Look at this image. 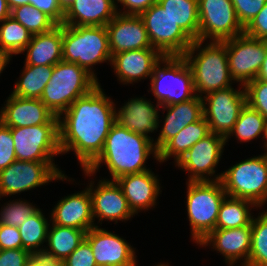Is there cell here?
Segmentation results:
<instances>
[{
  "instance_id": "6da1fadb",
  "label": "cell",
  "mask_w": 267,
  "mask_h": 266,
  "mask_svg": "<svg viewBox=\"0 0 267 266\" xmlns=\"http://www.w3.org/2000/svg\"><path fill=\"white\" fill-rule=\"evenodd\" d=\"M115 110V103L100 84L76 99L59 116L61 154L74 151L81 168L87 169L103 151L106 137L116 122Z\"/></svg>"
},
{
  "instance_id": "7a4b0ae2",
  "label": "cell",
  "mask_w": 267,
  "mask_h": 266,
  "mask_svg": "<svg viewBox=\"0 0 267 266\" xmlns=\"http://www.w3.org/2000/svg\"><path fill=\"white\" fill-rule=\"evenodd\" d=\"M157 159L158 151L153 141L146 136L136 134L115 122L107 137L103 151L83 173L93 176L101 164H105L112 180L128 175L148 171L145 166L150 155Z\"/></svg>"
},
{
  "instance_id": "3957f363",
  "label": "cell",
  "mask_w": 267,
  "mask_h": 266,
  "mask_svg": "<svg viewBox=\"0 0 267 266\" xmlns=\"http://www.w3.org/2000/svg\"><path fill=\"white\" fill-rule=\"evenodd\" d=\"M203 43L201 40L193 41L183 55L192 72L196 96L200 98L235 83L229 71L225 43L210 41L202 47Z\"/></svg>"
},
{
  "instance_id": "277c9868",
  "label": "cell",
  "mask_w": 267,
  "mask_h": 266,
  "mask_svg": "<svg viewBox=\"0 0 267 266\" xmlns=\"http://www.w3.org/2000/svg\"><path fill=\"white\" fill-rule=\"evenodd\" d=\"M98 81L76 63L62 60L53 66L52 76L40 100L59 117L76 99L97 87Z\"/></svg>"
},
{
  "instance_id": "5b68a950",
  "label": "cell",
  "mask_w": 267,
  "mask_h": 266,
  "mask_svg": "<svg viewBox=\"0 0 267 266\" xmlns=\"http://www.w3.org/2000/svg\"><path fill=\"white\" fill-rule=\"evenodd\" d=\"M62 60L76 63L97 80L93 66L111 62L106 26L63 25Z\"/></svg>"
},
{
  "instance_id": "8992f818",
  "label": "cell",
  "mask_w": 267,
  "mask_h": 266,
  "mask_svg": "<svg viewBox=\"0 0 267 266\" xmlns=\"http://www.w3.org/2000/svg\"><path fill=\"white\" fill-rule=\"evenodd\" d=\"M149 79V90L161 107L196 97L192 72L183 55L163 56Z\"/></svg>"
},
{
  "instance_id": "52a82bcc",
  "label": "cell",
  "mask_w": 267,
  "mask_h": 266,
  "mask_svg": "<svg viewBox=\"0 0 267 266\" xmlns=\"http://www.w3.org/2000/svg\"><path fill=\"white\" fill-rule=\"evenodd\" d=\"M187 217L191 227V237L200 243L212 230L220 206L227 195L221 181H187Z\"/></svg>"
},
{
  "instance_id": "ba28073f",
  "label": "cell",
  "mask_w": 267,
  "mask_h": 266,
  "mask_svg": "<svg viewBox=\"0 0 267 266\" xmlns=\"http://www.w3.org/2000/svg\"><path fill=\"white\" fill-rule=\"evenodd\" d=\"M227 196L253 202L257 208L267 202L266 153L245 159L221 173Z\"/></svg>"
},
{
  "instance_id": "9c48e42d",
  "label": "cell",
  "mask_w": 267,
  "mask_h": 266,
  "mask_svg": "<svg viewBox=\"0 0 267 266\" xmlns=\"http://www.w3.org/2000/svg\"><path fill=\"white\" fill-rule=\"evenodd\" d=\"M67 177L54 162L15 160L0 171V199Z\"/></svg>"
},
{
  "instance_id": "30bf717a",
  "label": "cell",
  "mask_w": 267,
  "mask_h": 266,
  "mask_svg": "<svg viewBox=\"0 0 267 266\" xmlns=\"http://www.w3.org/2000/svg\"><path fill=\"white\" fill-rule=\"evenodd\" d=\"M150 44L163 56L184 55L193 40L157 2L139 15Z\"/></svg>"
},
{
  "instance_id": "8fae6325",
  "label": "cell",
  "mask_w": 267,
  "mask_h": 266,
  "mask_svg": "<svg viewBox=\"0 0 267 266\" xmlns=\"http://www.w3.org/2000/svg\"><path fill=\"white\" fill-rule=\"evenodd\" d=\"M17 160L53 162L61 154L59 124L10 128Z\"/></svg>"
},
{
  "instance_id": "7c38bea8",
  "label": "cell",
  "mask_w": 267,
  "mask_h": 266,
  "mask_svg": "<svg viewBox=\"0 0 267 266\" xmlns=\"http://www.w3.org/2000/svg\"><path fill=\"white\" fill-rule=\"evenodd\" d=\"M197 3L199 40L223 42L243 34L244 28L231 0H197Z\"/></svg>"
},
{
  "instance_id": "4fadbf2b",
  "label": "cell",
  "mask_w": 267,
  "mask_h": 266,
  "mask_svg": "<svg viewBox=\"0 0 267 266\" xmlns=\"http://www.w3.org/2000/svg\"><path fill=\"white\" fill-rule=\"evenodd\" d=\"M223 42L232 79L240 86L256 79L266 56L267 41L243 33Z\"/></svg>"
},
{
  "instance_id": "5bb4252c",
  "label": "cell",
  "mask_w": 267,
  "mask_h": 266,
  "mask_svg": "<svg viewBox=\"0 0 267 266\" xmlns=\"http://www.w3.org/2000/svg\"><path fill=\"white\" fill-rule=\"evenodd\" d=\"M208 93L203 100V113L211 133L227 137L246 104L244 85ZM242 89V90H241Z\"/></svg>"
},
{
  "instance_id": "9a60e30c",
  "label": "cell",
  "mask_w": 267,
  "mask_h": 266,
  "mask_svg": "<svg viewBox=\"0 0 267 266\" xmlns=\"http://www.w3.org/2000/svg\"><path fill=\"white\" fill-rule=\"evenodd\" d=\"M225 145V137L210 133L194 144L176 162V166L190 173L188 181H220L222 176L215 174V167L222 157ZM213 175L214 177L211 178Z\"/></svg>"
},
{
  "instance_id": "2e32d148",
  "label": "cell",
  "mask_w": 267,
  "mask_h": 266,
  "mask_svg": "<svg viewBox=\"0 0 267 266\" xmlns=\"http://www.w3.org/2000/svg\"><path fill=\"white\" fill-rule=\"evenodd\" d=\"M88 190L92 198V215L98 218L102 224L103 220L118 222L128 221L135 214L129 207L121 187L116 181L110 179H101L93 187L94 181L88 183Z\"/></svg>"
},
{
  "instance_id": "e0dca14e",
  "label": "cell",
  "mask_w": 267,
  "mask_h": 266,
  "mask_svg": "<svg viewBox=\"0 0 267 266\" xmlns=\"http://www.w3.org/2000/svg\"><path fill=\"white\" fill-rule=\"evenodd\" d=\"M97 266H136L135 248L117 234L98 225L86 232Z\"/></svg>"
},
{
  "instance_id": "ac0fdd59",
  "label": "cell",
  "mask_w": 267,
  "mask_h": 266,
  "mask_svg": "<svg viewBox=\"0 0 267 266\" xmlns=\"http://www.w3.org/2000/svg\"><path fill=\"white\" fill-rule=\"evenodd\" d=\"M0 109V121L10 127H29L43 124H59L56 116L40 99L9 95Z\"/></svg>"
},
{
  "instance_id": "d6986e66",
  "label": "cell",
  "mask_w": 267,
  "mask_h": 266,
  "mask_svg": "<svg viewBox=\"0 0 267 266\" xmlns=\"http://www.w3.org/2000/svg\"><path fill=\"white\" fill-rule=\"evenodd\" d=\"M111 55L124 51L153 48L139 15H117L106 25Z\"/></svg>"
},
{
  "instance_id": "ffe728a7",
  "label": "cell",
  "mask_w": 267,
  "mask_h": 266,
  "mask_svg": "<svg viewBox=\"0 0 267 266\" xmlns=\"http://www.w3.org/2000/svg\"><path fill=\"white\" fill-rule=\"evenodd\" d=\"M208 244L223 255L229 266L235 265L238 260H244L241 266H247L251 248V224L232 229L212 230L198 243L200 247Z\"/></svg>"
},
{
  "instance_id": "44dd1931",
  "label": "cell",
  "mask_w": 267,
  "mask_h": 266,
  "mask_svg": "<svg viewBox=\"0 0 267 266\" xmlns=\"http://www.w3.org/2000/svg\"><path fill=\"white\" fill-rule=\"evenodd\" d=\"M51 211L52 224L89 231L97 226L92 215V198L88 188L62 197Z\"/></svg>"
},
{
  "instance_id": "7402d4cb",
  "label": "cell",
  "mask_w": 267,
  "mask_h": 266,
  "mask_svg": "<svg viewBox=\"0 0 267 266\" xmlns=\"http://www.w3.org/2000/svg\"><path fill=\"white\" fill-rule=\"evenodd\" d=\"M162 57L155 48L130 50L112 55L110 65L121 83L132 84L151 77Z\"/></svg>"
},
{
  "instance_id": "603a6c76",
  "label": "cell",
  "mask_w": 267,
  "mask_h": 266,
  "mask_svg": "<svg viewBox=\"0 0 267 266\" xmlns=\"http://www.w3.org/2000/svg\"><path fill=\"white\" fill-rule=\"evenodd\" d=\"M157 176L151 170H148L124 175L115 180L121 187L134 214L142 209L148 210L157 205V197L161 194V184Z\"/></svg>"
},
{
  "instance_id": "cb8c5ba5",
  "label": "cell",
  "mask_w": 267,
  "mask_h": 266,
  "mask_svg": "<svg viewBox=\"0 0 267 266\" xmlns=\"http://www.w3.org/2000/svg\"><path fill=\"white\" fill-rule=\"evenodd\" d=\"M161 105L157 103L156 107L153 102L143 97L131 98L121 108L115 110L116 122L126 129L146 136L154 141L148 133L157 131L159 124V110Z\"/></svg>"
},
{
  "instance_id": "d4e9b609",
  "label": "cell",
  "mask_w": 267,
  "mask_h": 266,
  "mask_svg": "<svg viewBox=\"0 0 267 266\" xmlns=\"http://www.w3.org/2000/svg\"><path fill=\"white\" fill-rule=\"evenodd\" d=\"M161 109L167 110V114L157 140L153 141L157 151L184 127L199 121L204 116L203 100L198 96L185 102L162 106Z\"/></svg>"
},
{
  "instance_id": "484cf974",
  "label": "cell",
  "mask_w": 267,
  "mask_h": 266,
  "mask_svg": "<svg viewBox=\"0 0 267 266\" xmlns=\"http://www.w3.org/2000/svg\"><path fill=\"white\" fill-rule=\"evenodd\" d=\"M118 10L116 0H75L65 12L62 25L106 26Z\"/></svg>"
},
{
  "instance_id": "4316f807",
  "label": "cell",
  "mask_w": 267,
  "mask_h": 266,
  "mask_svg": "<svg viewBox=\"0 0 267 266\" xmlns=\"http://www.w3.org/2000/svg\"><path fill=\"white\" fill-rule=\"evenodd\" d=\"M63 25H57L50 31L32 35L27 51L25 65L54 66L62 61Z\"/></svg>"
},
{
  "instance_id": "83f0119b",
  "label": "cell",
  "mask_w": 267,
  "mask_h": 266,
  "mask_svg": "<svg viewBox=\"0 0 267 266\" xmlns=\"http://www.w3.org/2000/svg\"><path fill=\"white\" fill-rule=\"evenodd\" d=\"M210 133L209 125L203 116L199 121L187 125L176 136L168 140L158 150L157 161L161 163L174 157L176 163L194 144Z\"/></svg>"
},
{
  "instance_id": "f1b7e54d",
  "label": "cell",
  "mask_w": 267,
  "mask_h": 266,
  "mask_svg": "<svg viewBox=\"0 0 267 266\" xmlns=\"http://www.w3.org/2000/svg\"><path fill=\"white\" fill-rule=\"evenodd\" d=\"M178 26L193 40H199L197 0H157Z\"/></svg>"
},
{
  "instance_id": "f546056e",
  "label": "cell",
  "mask_w": 267,
  "mask_h": 266,
  "mask_svg": "<svg viewBox=\"0 0 267 266\" xmlns=\"http://www.w3.org/2000/svg\"><path fill=\"white\" fill-rule=\"evenodd\" d=\"M254 207L257 206L249 200L226 195L220 206L215 229L249 226L254 216L250 212Z\"/></svg>"
},
{
  "instance_id": "4dcf8cb0",
  "label": "cell",
  "mask_w": 267,
  "mask_h": 266,
  "mask_svg": "<svg viewBox=\"0 0 267 266\" xmlns=\"http://www.w3.org/2000/svg\"><path fill=\"white\" fill-rule=\"evenodd\" d=\"M23 68L20 80L15 83L11 94L22 98L40 99L52 76L53 66L24 65Z\"/></svg>"
},
{
  "instance_id": "1f68e13d",
  "label": "cell",
  "mask_w": 267,
  "mask_h": 266,
  "mask_svg": "<svg viewBox=\"0 0 267 266\" xmlns=\"http://www.w3.org/2000/svg\"><path fill=\"white\" fill-rule=\"evenodd\" d=\"M85 237L84 230L52 224L48 229L46 247L55 256L65 260L85 240Z\"/></svg>"
},
{
  "instance_id": "d6a6232c",
  "label": "cell",
  "mask_w": 267,
  "mask_h": 266,
  "mask_svg": "<svg viewBox=\"0 0 267 266\" xmlns=\"http://www.w3.org/2000/svg\"><path fill=\"white\" fill-rule=\"evenodd\" d=\"M0 23V53L10 58L22 54L31 41V33L11 16Z\"/></svg>"
},
{
  "instance_id": "836d02e7",
  "label": "cell",
  "mask_w": 267,
  "mask_h": 266,
  "mask_svg": "<svg viewBox=\"0 0 267 266\" xmlns=\"http://www.w3.org/2000/svg\"><path fill=\"white\" fill-rule=\"evenodd\" d=\"M266 119L247 103L242 108L232 131L226 137V142L234 135L240 142H249L261 136L264 137Z\"/></svg>"
},
{
  "instance_id": "e575fe53",
  "label": "cell",
  "mask_w": 267,
  "mask_h": 266,
  "mask_svg": "<svg viewBox=\"0 0 267 266\" xmlns=\"http://www.w3.org/2000/svg\"><path fill=\"white\" fill-rule=\"evenodd\" d=\"M49 226L48 220L39 208L18 227L19 233L21 234L22 249L35 250L41 246L43 248V244L47 240Z\"/></svg>"
},
{
  "instance_id": "d590c367",
  "label": "cell",
  "mask_w": 267,
  "mask_h": 266,
  "mask_svg": "<svg viewBox=\"0 0 267 266\" xmlns=\"http://www.w3.org/2000/svg\"><path fill=\"white\" fill-rule=\"evenodd\" d=\"M253 217L251 248L247 266H267V209Z\"/></svg>"
},
{
  "instance_id": "8d00e7d4",
  "label": "cell",
  "mask_w": 267,
  "mask_h": 266,
  "mask_svg": "<svg viewBox=\"0 0 267 266\" xmlns=\"http://www.w3.org/2000/svg\"><path fill=\"white\" fill-rule=\"evenodd\" d=\"M10 16L21 23L31 35L50 31L58 25L50 16L30 4L11 9Z\"/></svg>"
},
{
  "instance_id": "74e56055",
  "label": "cell",
  "mask_w": 267,
  "mask_h": 266,
  "mask_svg": "<svg viewBox=\"0 0 267 266\" xmlns=\"http://www.w3.org/2000/svg\"><path fill=\"white\" fill-rule=\"evenodd\" d=\"M38 209L32 203L27 202V200H10L4 207H1L0 224L20 227Z\"/></svg>"
},
{
  "instance_id": "f35d334b",
  "label": "cell",
  "mask_w": 267,
  "mask_h": 266,
  "mask_svg": "<svg viewBox=\"0 0 267 266\" xmlns=\"http://www.w3.org/2000/svg\"><path fill=\"white\" fill-rule=\"evenodd\" d=\"M246 103L267 120V82L254 79L245 86Z\"/></svg>"
},
{
  "instance_id": "ab89813d",
  "label": "cell",
  "mask_w": 267,
  "mask_h": 266,
  "mask_svg": "<svg viewBox=\"0 0 267 266\" xmlns=\"http://www.w3.org/2000/svg\"><path fill=\"white\" fill-rule=\"evenodd\" d=\"M238 21L245 28L263 9L267 0H231Z\"/></svg>"
},
{
  "instance_id": "60d3db41",
  "label": "cell",
  "mask_w": 267,
  "mask_h": 266,
  "mask_svg": "<svg viewBox=\"0 0 267 266\" xmlns=\"http://www.w3.org/2000/svg\"><path fill=\"white\" fill-rule=\"evenodd\" d=\"M17 160L10 127L0 121V171Z\"/></svg>"
},
{
  "instance_id": "b9f144b4",
  "label": "cell",
  "mask_w": 267,
  "mask_h": 266,
  "mask_svg": "<svg viewBox=\"0 0 267 266\" xmlns=\"http://www.w3.org/2000/svg\"><path fill=\"white\" fill-rule=\"evenodd\" d=\"M64 266H97L92 247L86 239L64 260Z\"/></svg>"
},
{
  "instance_id": "7bdbcfd3",
  "label": "cell",
  "mask_w": 267,
  "mask_h": 266,
  "mask_svg": "<svg viewBox=\"0 0 267 266\" xmlns=\"http://www.w3.org/2000/svg\"><path fill=\"white\" fill-rule=\"evenodd\" d=\"M243 33L252 38L267 41V2L263 9L244 28Z\"/></svg>"
},
{
  "instance_id": "ee69618b",
  "label": "cell",
  "mask_w": 267,
  "mask_h": 266,
  "mask_svg": "<svg viewBox=\"0 0 267 266\" xmlns=\"http://www.w3.org/2000/svg\"><path fill=\"white\" fill-rule=\"evenodd\" d=\"M28 263L35 266H64V260L55 256L47 247L28 250Z\"/></svg>"
},
{
  "instance_id": "f6af8a7d",
  "label": "cell",
  "mask_w": 267,
  "mask_h": 266,
  "mask_svg": "<svg viewBox=\"0 0 267 266\" xmlns=\"http://www.w3.org/2000/svg\"><path fill=\"white\" fill-rule=\"evenodd\" d=\"M0 248L1 250L22 249L21 234L18 227L0 224Z\"/></svg>"
},
{
  "instance_id": "bcb514c9",
  "label": "cell",
  "mask_w": 267,
  "mask_h": 266,
  "mask_svg": "<svg viewBox=\"0 0 267 266\" xmlns=\"http://www.w3.org/2000/svg\"><path fill=\"white\" fill-rule=\"evenodd\" d=\"M28 264V250L7 249L0 251V266H26Z\"/></svg>"
},
{
  "instance_id": "7dc6e473",
  "label": "cell",
  "mask_w": 267,
  "mask_h": 266,
  "mask_svg": "<svg viewBox=\"0 0 267 266\" xmlns=\"http://www.w3.org/2000/svg\"><path fill=\"white\" fill-rule=\"evenodd\" d=\"M33 6L50 16L58 25L63 24L65 12L58 0H33Z\"/></svg>"
},
{
  "instance_id": "c3c4849f",
  "label": "cell",
  "mask_w": 267,
  "mask_h": 266,
  "mask_svg": "<svg viewBox=\"0 0 267 266\" xmlns=\"http://www.w3.org/2000/svg\"><path fill=\"white\" fill-rule=\"evenodd\" d=\"M118 3H120V5L122 4L125 9L123 12L117 11L118 13L140 15L153 4L157 3V0H116V6Z\"/></svg>"
},
{
  "instance_id": "681fc988",
  "label": "cell",
  "mask_w": 267,
  "mask_h": 266,
  "mask_svg": "<svg viewBox=\"0 0 267 266\" xmlns=\"http://www.w3.org/2000/svg\"><path fill=\"white\" fill-rule=\"evenodd\" d=\"M11 15L7 0H0V22Z\"/></svg>"
},
{
  "instance_id": "f907efd6",
  "label": "cell",
  "mask_w": 267,
  "mask_h": 266,
  "mask_svg": "<svg viewBox=\"0 0 267 266\" xmlns=\"http://www.w3.org/2000/svg\"><path fill=\"white\" fill-rule=\"evenodd\" d=\"M257 80H263L267 82V51H266V56L265 59L262 63V66L260 68V71L256 77Z\"/></svg>"
},
{
  "instance_id": "816d5d0a",
  "label": "cell",
  "mask_w": 267,
  "mask_h": 266,
  "mask_svg": "<svg viewBox=\"0 0 267 266\" xmlns=\"http://www.w3.org/2000/svg\"><path fill=\"white\" fill-rule=\"evenodd\" d=\"M10 9L23 6L25 4L33 5V0H7Z\"/></svg>"
},
{
  "instance_id": "f5cc1de1",
  "label": "cell",
  "mask_w": 267,
  "mask_h": 266,
  "mask_svg": "<svg viewBox=\"0 0 267 266\" xmlns=\"http://www.w3.org/2000/svg\"><path fill=\"white\" fill-rule=\"evenodd\" d=\"M10 60L11 58L8 55L0 53V74L5 70V67L9 64Z\"/></svg>"
},
{
  "instance_id": "db71d44e",
  "label": "cell",
  "mask_w": 267,
  "mask_h": 266,
  "mask_svg": "<svg viewBox=\"0 0 267 266\" xmlns=\"http://www.w3.org/2000/svg\"><path fill=\"white\" fill-rule=\"evenodd\" d=\"M75 0H58L60 7L64 12H66Z\"/></svg>"
},
{
  "instance_id": "11a10c76",
  "label": "cell",
  "mask_w": 267,
  "mask_h": 266,
  "mask_svg": "<svg viewBox=\"0 0 267 266\" xmlns=\"http://www.w3.org/2000/svg\"><path fill=\"white\" fill-rule=\"evenodd\" d=\"M263 140L265 141L263 147L265 148V151H267V121H266V125H265ZM265 153H267V152H265Z\"/></svg>"
},
{
  "instance_id": "9f6ffc18",
  "label": "cell",
  "mask_w": 267,
  "mask_h": 266,
  "mask_svg": "<svg viewBox=\"0 0 267 266\" xmlns=\"http://www.w3.org/2000/svg\"><path fill=\"white\" fill-rule=\"evenodd\" d=\"M156 266H168V263L167 264L160 263V264H158Z\"/></svg>"
}]
</instances>
